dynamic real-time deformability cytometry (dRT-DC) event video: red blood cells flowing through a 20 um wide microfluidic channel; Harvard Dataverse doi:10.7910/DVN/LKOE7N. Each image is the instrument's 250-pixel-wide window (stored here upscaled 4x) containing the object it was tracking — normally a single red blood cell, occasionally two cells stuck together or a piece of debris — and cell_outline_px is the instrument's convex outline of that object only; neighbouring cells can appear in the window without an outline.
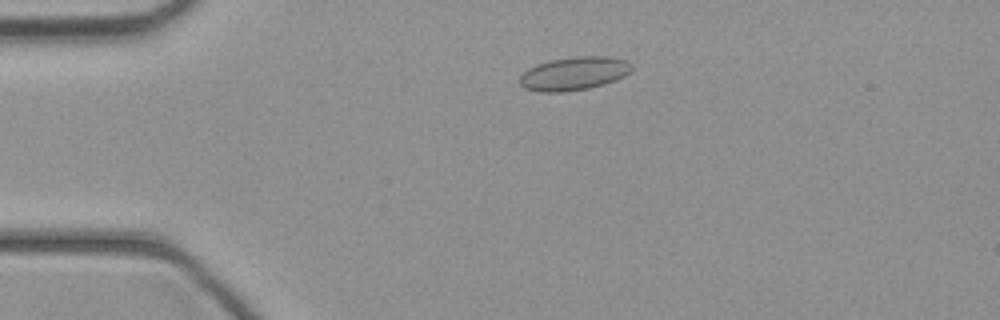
{"species": "common noctule bat (a hibernating species)", "species_latin": "Nyctalus noctula", "temperature_condition": "cold", "stored_images_in_passage": 43, "camera_frame_rate_fps": 3000, "um_per_image_px": 0.085, "animal": {"sex": "female", "body_mass_g": 21.9}, "frame": {"image": 1, "passage_image": 9, "time_ms": 2.667, "image_size_px": [1000, 320], "cell_outline_px": [[632, 68], [624, 76], [616, 80], [604, 84], [588, 88], [564, 92], [540, 92], [524, 88], [516, 80], [528, 68], [536, 64], [552, 60], [576, 56], [608, 56], [628, 60], [632, 64]], "centroid_in_image_um": [48.77, 6.25], "position_along_channel_um": 36.2, "area_um2": 21.96}}
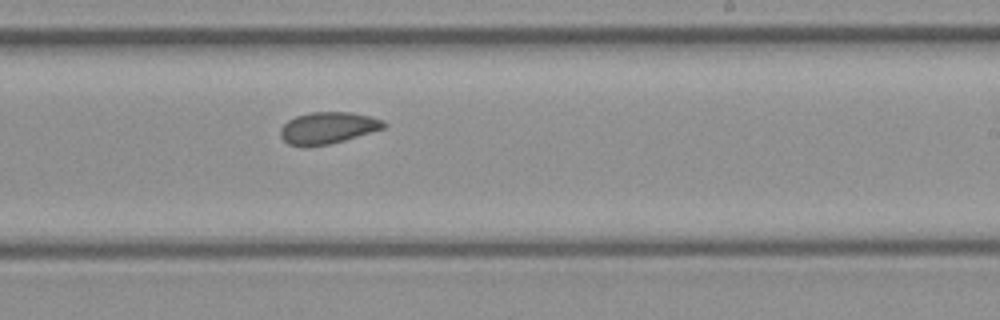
{"frame": {"image": 2, "passage_image": 26, "time_ms": 8.333, "image_size_px": [1000, 320], "cell_outline_px": [[388, 124], [384, 128], [344, 140], [328, 144], [288, 144], [280, 136], [280, 128], [288, 120], [296, 116], [308, 112], [352, 112], [384, 120]], "centroid_in_image_um": [27.89, 10.83], "position_along_channel_um": 261.1, "area_um2": 18.67}}
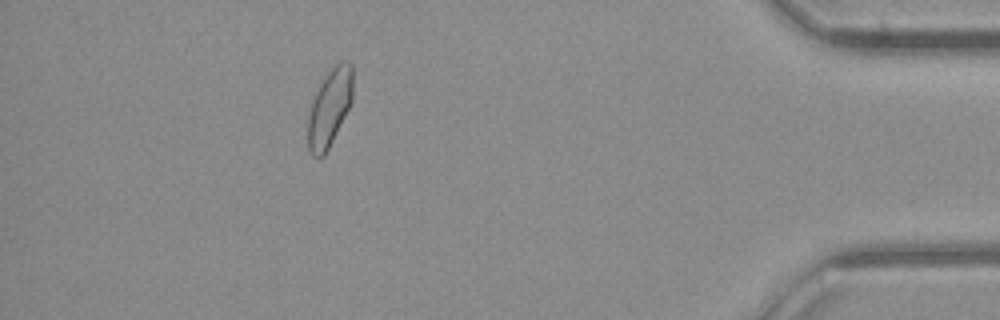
{"frame": {"image": 3, "passage_image": 39, "time_ms": 12.667, "image_size_px": [1000, 320], "cell_outline_px": [[352, 100], [324, 156], [312, 156], [308, 148], [308, 116], [312, 100], [320, 84], [328, 72], [340, 60], [348, 60], [352, 64]], "centroid_in_image_um": [28.01, 9.12], "position_along_channel_um": 407.2, "area_um2": 19.88}}